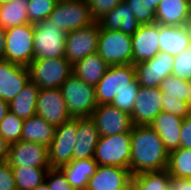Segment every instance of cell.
I'll return each instance as SVG.
<instances>
[{"instance_id":"1","label":"cell","mask_w":191,"mask_h":190,"mask_svg":"<svg viewBox=\"0 0 191 190\" xmlns=\"http://www.w3.org/2000/svg\"><path fill=\"white\" fill-rule=\"evenodd\" d=\"M169 152L158 133L150 125H133L131 129L132 176L167 169Z\"/></svg>"},{"instance_id":"2","label":"cell","mask_w":191,"mask_h":190,"mask_svg":"<svg viewBox=\"0 0 191 190\" xmlns=\"http://www.w3.org/2000/svg\"><path fill=\"white\" fill-rule=\"evenodd\" d=\"M139 88L134 64L112 65L95 86L96 100L98 105L111 104L114 97L123 90Z\"/></svg>"},{"instance_id":"3","label":"cell","mask_w":191,"mask_h":190,"mask_svg":"<svg viewBox=\"0 0 191 190\" xmlns=\"http://www.w3.org/2000/svg\"><path fill=\"white\" fill-rule=\"evenodd\" d=\"M60 89L72 118L91 117L98 106L94 86L88 85L72 73Z\"/></svg>"},{"instance_id":"4","label":"cell","mask_w":191,"mask_h":190,"mask_svg":"<svg viewBox=\"0 0 191 190\" xmlns=\"http://www.w3.org/2000/svg\"><path fill=\"white\" fill-rule=\"evenodd\" d=\"M30 80L40 89H57L73 73L72 64L65 57L34 59L28 66Z\"/></svg>"},{"instance_id":"5","label":"cell","mask_w":191,"mask_h":190,"mask_svg":"<svg viewBox=\"0 0 191 190\" xmlns=\"http://www.w3.org/2000/svg\"><path fill=\"white\" fill-rule=\"evenodd\" d=\"M96 53L109 66L133 64L132 38L120 30L100 29Z\"/></svg>"},{"instance_id":"6","label":"cell","mask_w":191,"mask_h":190,"mask_svg":"<svg viewBox=\"0 0 191 190\" xmlns=\"http://www.w3.org/2000/svg\"><path fill=\"white\" fill-rule=\"evenodd\" d=\"M131 158V133L100 136L93 160L98 165L117 166L129 169Z\"/></svg>"},{"instance_id":"7","label":"cell","mask_w":191,"mask_h":190,"mask_svg":"<svg viewBox=\"0 0 191 190\" xmlns=\"http://www.w3.org/2000/svg\"><path fill=\"white\" fill-rule=\"evenodd\" d=\"M4 60L28 67L34 60V24L6 29Z\"/></svg>"},{"instance_id":"8","label":"cell","mask_w":191,"mask_h":190,"mask_svg":"<svg viewBox=\"0 0 191 190\" xmlns=\"http://www.w3.org/2000/svg\"><path fill=\"white\" fill-rule=\"evenodd\" d=\"M66 32L48 19L34 24V59L65 57Z\"/></svg>"},{"instance_id":"9","label":"cell","mask_w":191,"mask_h":190,"mask_svg":"<svg viewBox=\"0 0 191 190\" xmlns=\"http://www.w3.org/2000/svg\"><path fill=\"white\" fill-rule=\"evenodd\" d=\"M48 20L66 33L92 24L88 0H68L58 2Z\"/></svg>"},{"instance_id":"10","label":"cell","mask_w":191,"mask_h":190,"mask_svg":"<svg viewBox=\"0 0 191 190\" xmlns=\"http://www.w3.org/2000/svg\"><path fill=\"white\" fill-rule=\"evenodd\" d=\"M100 26L97 21L66 33L65 58L74 65L88 55L97 52Z\"/></svg>"},{"instance_id":"11","label":"cell","mask_w":191,"mask_h":190,"mask_svg":"<svg viewBox=\"0 0 191 190\" xmlns=\"http://www.w3.org/2000/svg\"><path fill=\"white\" fill-rule=\"evenodd\" d=\"M78 118H72L55 129L53 141L48 148L49 167L61 168L73 160Z\"/></svg>"},{"instance_id":"12","label":"cell","mask_w":191,"mask_h":190,"mask_svg":"<svg viewBox=\"0 0 191 190\" xmlns=\"http://www.w3.org/2000/svg\"><path fill=\"white\" fill-rule=\"evenodd\" d=\"M36 115L55 128L72 119L61 89H39Z\"/></svg>"},{"instance_id":"13","label":"cell","mask_w":191,"mask_h":190,"mask_svg":"<svg viewBox=\"0 0 191 190\" xmlns=\"http://www.w3.org/2000/svg\"><path fill=\"white\" fill-rule=\"evenodd\" d=\"M174 56L159 52L150 60L135 64L136 79L140 86L156 88L167 76L172 75Z\"/></svg>"},{"instance_id":"14","label":"cell","mask_w":191,"mask_h":190,"mask_svg":"<svg viewBox=\"0 0 191 190\" xmlns=\"http://www.w3.org/2000/svg\"><path fill=\"white\" fill-rule=\"evenodd\" d=\"M96 124L100 136L131 133V116L111 104H99L90 117Z\"/></svg>"},{"instance_id":"15","label":"cell","mask_w":191,"mask_h":190,"mask_svg":"<svg viewBox=\"0 0 191 190\" xmlns=\"http://www.w3.org/2000/svg\"><path fill=\"white\" fill-rule=\"evenodd\" d=\"M7 162L10 166L50 168L48 148L35 142L22 140L10 145Z\"/></svg>"},{"instance_id":"16","label":"cell","mask_w":191,"mask_h":190,"mask_svg":"<svg viewBox=\"0 0 191 190\" xmlns=\"http://www.w3.org/2000/svg\"><path fill=\"white\" fill-rule=\"evenodd\" d=\"M162 111L161 90L159 87L148 88L140 86L131 121L133 125H150L155 117Z\"/></svg>"},{"instance_id":"17","label":"cell","mask_w":191,"mask_h":190,"mask_svg":"<svg viewBox=\"0 0 191 190\" xmlns=\"http://www.w3.org/2000/svg\"><path fill=\"white\" fill-rule=\"evenodd\" d=\"M30 80L28 67L10 61H0V98L8 103L15 98Z\"/></svg>"},{"instance_id":"18","label":"cell","mask_w":191,"mask_h":190,"mask_svg":"<svg viewBox=\"0 0 191 190\" xmlns=\"http://www.w3.org/2000/svg\"><path fill=\"white\" fill-rule=\"evenodd\" d=\"M160 24L140 25L131 36L133 43V64H138L153 58L160 52Z\"/></svg>"},{"instance_id":"19","label":"cell","mask_w":191,"mask_h":190,"mask_svg":"<svg viewBox=\"0 0 191 190\" xmlns=\"http://www.w3.org/2000/svg\"><path fill=\"white\" fill-rule=\"evenodd\" d=\"M131 179L129 169L98 165L95 174L89 178L86 190H118L126 186Z\"/></svg>"},{"instance_id":"20","label":"cell","mask_w":191,"mask_h":190,"mask_svg":"<svg viewBox=\"0 0 191 190\" xmlns=\"http://www.w3.org/2000/svg\"><path fill=\"white\" fill-rule=\"evenodd\" d=\"M100 29L120 30L132 36L140 27V23L125 1L118 4L97 20Z\"/></svg>"},{"instance_id":"21","label":"cell","mask_w":191,"mask_h":190,"mask_svg":"<svg viewBox=\"0 0 191 190\" xmlns=\"http://www.w3.org/2000/svg\"><path fill=\"white\" fill-rule=\"evenodd\" d=\"M183 118L161 111L150 126L158 133L168 152L180 147Z\"/></svg>"},{"instance_id":"22","label":"cell","mask_w":191,"mask_h":190,"mask_svg":"<svg viewBox=\"0 0 191 190\" xmlns=\"http://www.w3.org/2000/svg\"><path fill=\"white\" fill-rule=\"evenodd\" d=\"M159 48L172 56H177L191 45V24L168 26L160 24Z\"/></svg>"},{"instance_id":"23","label":"cell","mask_w":191,"mask_h":190,"mask_svg":"<svg viewBox=\"0 0 191 190\" xmlns=\"http://www.w3.org/2000/svg\"><path fill=\"white\" fill-rule=\"evenodd\" d=\"M76 143L73 147V159L93 158L99 140L95 122L90 118H78Z\"/></svg>"},{"instance_id":"24","label":"cell","mask_w":191,"mask_h":190,"mask_svg":"<svg viewBox=\"0 0 191 190\" xmlns=\"http://www.w3.org/2000/svg\"><path fill=\"white\" fill-rule=\"evenodd\" d=\"M156 23L168 26L191 24L188 0H161L156 8Z\"/></svg>"},{"instance_id":"25","label":"cell","mask_w":191,"mask_h":190,"mask_svg":"<svg viewBox=\"0 0 191 190\" xmlns=\"http://www.w3.org/2000/svg\"><path fill=\"white\" fill-rule=\"evenodd\" d=\"M97 167L98 164L93 158H86L80 160L73 159L60 169L74 190H86L89 178L95 174Z\"/></svg>"},{"instance_id":"26","label":"cell","mask_w":191,"mask_h":190,"mask_svg":"<svg viewBox=\"0 0 191 190\" xmlns=\"http://www.w3.org/2000/svg\"><path fill=\"white\" fill-rule=\"evenodd\" d=\"M73 67V73L88 85L96 86L109 65L98 54L88 55L80 61H77Z\"/></svg>"},{"instance_id":"27","label":"cell","mask_w":191,"mask_h":190,"mask_svg":"<svg viewBox=\"0 0 191 190\" xmlns=\"http://www.w3.org/2000/svg\"><path fill=\"white\" fill-rule=\"evenodd\" d=\"M55 129L42 117L35 115L24 120L21 140L35 142L49 148L54 138Z\"/></svg>"},{"instance_id":"28","label":"cell","mask_w":191,"mask_h":190,"mask_svg":"<svg viewBox=\"0 0 191 190\" xmlns=\"http://www.w3.org/2000/svg\"><path fill=\"white\" fill-rule=\"evenodd\" d=\"M39 89L29 80L20 93L9 103L10 112L23 120L35 116Z\"/></svg>"},{"instance_id":"29","label":"cell","mask_w":191,"mask_h":190,"mask_svg":"<svg viewBox=\"0 0 191 190\" xmlns=\"http://www.w3.org/2000/svg\"><path fill=\"white\" fill-rule=\"evenodd\" d=\"M28 0H7L0 4V27L11 28L29 23Z\"/></svg>"},{"instance_id":"30","label":"cell","mask_w":191,"mask_h":190,"mask_svg":"<svg viewBox=\"0 0 191 190\" xmlns=\"http://www.w3.org/2000/svg\"><path fill=\"white\" fill-rule=\"evenodd\" d=\"M13 172L17 190H33L45 181L50 168H36L28 166H10Z\"/></svg>"},{"instance_id":"31","label":"cell","mask_w":191,"mask_h":190,"mask_svg":"<svg viewBox=\"0 0 191 190\" xmlns=\"http://www.w3.org/2000/svg\"><path fill=\"white\" fill-rule=\"evenodd\" d=\"M170 180L167 170L140 173L132 176L133 190H170Z\"/></svg>"},{"instance_id":"32","label":"cell","mask_w":191,"mask_h":190,"mask_svg":"<svg viewBox=\"0 0 191 190\" xmlns=\"http://www.w3.org/2000/svg\"><path fill=\"white\" fill-rule=\"evenodd\" d=\"M166 170L171 177L191 179V149L179 147L169 152Z\"/></svg>"},{"instance_id":"33","label":"cell","mask_w":191,"mask_h":190,"mask_svg":"<svg viewBox=\"0 0 191 190\" xmlns=\"http://www.w3.org/2000/svg\"><path fill=\"white\" fill-rule=\"evenodd\" d=\"M159 89L164 97L178 98V100L190 102L191 91L188 81L174 75L167 76L161 81Z\"/></svg>"},{"instance_id":"34","label":"cell","mask_w":191,"mask_h":190,"mask_svg":"<svg viewBox=\"0 0 191 190\" xmlns=\"http://www.w3.org/2000/svg\"><path fill=\"white\" fill-rule=\"evenodd\" d=\"M24 120L9 113L0 123V135L11 145L21 140Z\"/></svg>"},{"instance_id":"35","label":"cell","mask_w":191,"mask_h":190,"mask_svg":"<svg viewBox=\"0 0 191 190\" xmlns=\"http://www.w3.org/2000/svg\"><path fill=\"white\" fill-rule=\"evenodd\" d=\"M57 3V0H28L29 23L35 24L48 19Z\"/></svg>"},{"instance_id":"36","label":"cell","mask_w":191,"mask_h":190,"mask_svg":"<svg viewBox=\"0 0 191 190\" xmlns=\"http://www.w3.org/2000/svg\"><path fill=\"white\" fill-rule=\"evenodd\" d=\"M135 14L140 25L156 23V7L146 0H124Z\"/></svg>"},{"instance_id":"37","label":"cell","mask_w":191,"mask_h":190,"mask_svg":"<svg viewBox=\"0 0 191 190\" xmlns=\"http://www.w3.org/2000/svg\"><path fill=\"white\" fill-rule=\"evenodd\" d=\"M172 75L187 81L191 80V45L174 56Z\"/></svg>"},{"instance_id":"38","label":"cell","mask_w":191,"mask_h":190,"mask_svg":"<svg viewBox=\"0 0 191 190\" xmlns=\"http://www.w3.org/2000/svg\"><path fill=\"white\" fill-rule=\"evenodd\" d=\"M162 111L171 115L185 118L191 114L190 102L178 100V98L164 97L161 93Z\"/></svg>"},{"instance_id":"39","label":"cell","mask_w":191,"mask_h":190,"mask_svg":"<svg viewBox=\"0 0 191 190\" xmlns=\"http://www.w3.org/2000/svg\"><path fill=\"white\" fill-rule=\"evenodd\" d=\"M50 190H74L60 168H50L45 176Z\"/></svg>"},{"instance_id":"40","label":"cell","mask_w":191,"mask_h":190,"mask_svg":"<svg viewBox=\"0 0 191 190\" xmlns=\"http://www.w3.org/2000/svg\"><path fill=\"white\" fill-rule=\"evenodd\" d=\"M137 92L138 90H123L114 97L111 105L115 106L122 112L131 115Z\"/></svg>"},{"instance_id":"41","label":"cell","mask_w":191,"mask_h":190,"mask_svg":"<svg viewBox=\"0 0 191 190\" xmlns=\"http://www.w3.org/2000/svg\"><path fill=\"white\" fill-rule=\"evenodd\" d=\"M124 0H88L91 16L97 21Z\"/></svg>"},{"instance_id":"42","label":"cell","mask_w":191,"mask_h":190,"mask_svg":"<svg viewBox=\"0 0 191 190\" xmlns=\"http://www.w3.org/2000/svg\"><path fill=\"white\" fill-rule=\"evenodd\" d=\"M0 190H17L12 169L7 161L0 163Z\"/></svg>"},{"instance_id":"43","label":"cell","mask_w":191,"mask_h":190,"mask_svg":"<svg viewBox=\"0 0 191 190\" xmlns=\"http://www.w3.org/2000/svg\"><path fill=\"white\" fill-rule=\"evenodd\" d=\"M180 138V147L191 149V114L183 119Z\"/></svg>"},{"instance_id":"44","label":"cell","mask_w":191,"mask_h":190,"mask_svg":"<svg viewBox=\"0 0 191 190\" xmlns=\"http://www.w3.org/2000/svg\"><path fill=\"white\" fill-rule=\"evenodd\" d=\"M170 190H191V179L171 177Z\"/></svg>"},{"instance_id":"45","label":"cell","mask_w":191,"mask_h":190,"mask_svg":"<svg viewBox=\"0 0 191 190\" xmlns=\"http://www.w3.org/2000/svg\"><path fill=\"white\" fill-rule=\"evenodd\" d=\"M10 144L0 135V163L7 161Z\"/></svg>"},{"instance_id":"46","label":"cell","mask_w":191,"mask_h":190,"mask_svg":"<svg viewBox=\"0 0 191 190\" xmlns=\"http://www.w3.org/2000/svg\"><path fill=\"white\" fill-rule=\"evenodd\" d=\"M6 47V29L0 27V61L4 60Z\"/></svg>"},{"instance_id":"47","label":"cell","mask_w":191,"mask_h":190,"mask_svg":"<svg viewBox=\"0 0 191 190\" xmlns=\"http://www.w3.org/2000/svg\"><path fill=\"white\" fill-rule=\"evenodd\" d=\"M9 103L0 98V123L9 113Z\"/></svg>"},{"instance_id":"48","label":"cell","mask_w":191,"mask_h":190,"mask_svg":"<svg viewBox=\"0 0 191 190\" xmlns=\"http://www.w3.org/2000/svg\"><path fill=\"white\" fill-rule=\"evenodd\" d=\"M33 190H50V189H49V186H48L47 182L44 181Z\"/></svg>"},{"instance_id":"49","label":"cell","mask_w":191,"mask_h":190,"mask_svg":"<svg viewBox=\"0 0 191 190\" xmlns=\"http://www.w3.org/2000/svg\"><path fill=\"white\" fill-rule=\"evenodd\" d=\"M118 190H133V181L131 179V181L124 187L118 189Z\"/></svg>"},{"instance_id":"50","label":"cell","mask_w":191,"mask_h":190,"mask_svg":"<svg viewBox=\"0 0 191 190\" xmlns=\"http://www.w3.org/2000/svg\"><path fill=\"white\" fill-rule=\"evenodd\" d=\"M146 1L157 8L161 0H146Z\"/></svg>"},{"instance_id":"51","label":"cell","mask_w":191,"mask_h":190,"mask_svg":"<svg viewBox=\"0 0 191 190\" xmlns=\"http://www.w3.org/2000/svg\"><path fill=\"white\" fill-rule=\"evenodd\" d=\"M188 84H189V89L191 91V80L188 81ZM190 107H191V97H190Z\"/></svg>"},{"instance_id":"52","label":"cell","mask_w":191,"mask_h":190,"mask_svg":"<svg viewBox=\"0 0 191 190\" xmlns=\"http://www.w3.org/2000/svg\"><path fill=\"white\" fill-rule=\"evenodd\" d=\"M188 3H189V12H190V15H191V0H188Z\"/></svg>"},{"instance_id":"53","label":"cell","mask_w":191,"mask_h":190,"mask_svg":"<svg viewBox=\"0 0 191 190\" xmlns=\"http://www.w3.org/2000/svg\"><path fill=\"white\" fill-rule=\"evenodd\" d=\"M7 0H0V4H4Z\"/></svg>"}]
</instances>
